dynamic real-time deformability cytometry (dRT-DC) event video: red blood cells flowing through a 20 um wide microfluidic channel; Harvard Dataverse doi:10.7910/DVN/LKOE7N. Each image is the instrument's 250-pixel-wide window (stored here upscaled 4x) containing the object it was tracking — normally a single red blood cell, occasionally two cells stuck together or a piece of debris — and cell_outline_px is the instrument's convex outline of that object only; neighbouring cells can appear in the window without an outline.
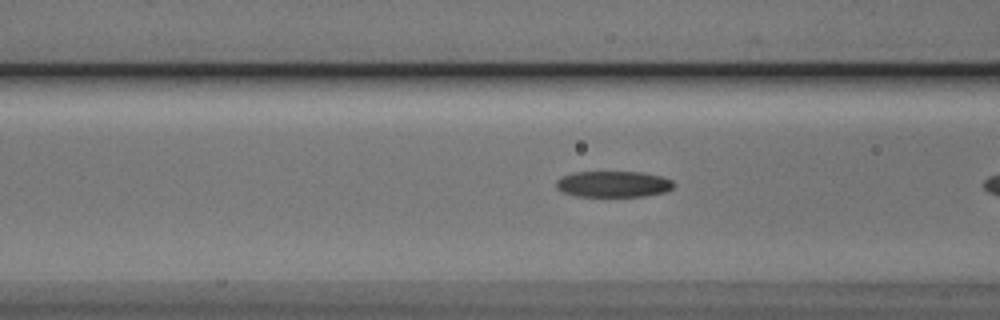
{"species": "Egyptian fruit bat (a non-hibernating species)", "species_latin": "Rousettus aegyptiacus", "temperature_condition": "cold", "stored_images_in_passage": 7, "camera_frame_rate_fps": 3000, "um_per_image_px": 0.085, "animal": {"sex": "male"}, "frame": {"image": 1, "passage_image": 6, "time_ms": 1.667, "image_size_px": [1000, 320], "cell_outline_px": [[676, 184], [672, 188], [664, 192], [644, 196], [576, 196], [560, 192], [556, 188], [556, 180], [560, 176], [572, 172], [644, 172], [660, 176], [672, 180]], "centroid_in_image_um": [52.09, 15.64], "position_along_channel_um": 114.5, "area_um2": 18.09}}